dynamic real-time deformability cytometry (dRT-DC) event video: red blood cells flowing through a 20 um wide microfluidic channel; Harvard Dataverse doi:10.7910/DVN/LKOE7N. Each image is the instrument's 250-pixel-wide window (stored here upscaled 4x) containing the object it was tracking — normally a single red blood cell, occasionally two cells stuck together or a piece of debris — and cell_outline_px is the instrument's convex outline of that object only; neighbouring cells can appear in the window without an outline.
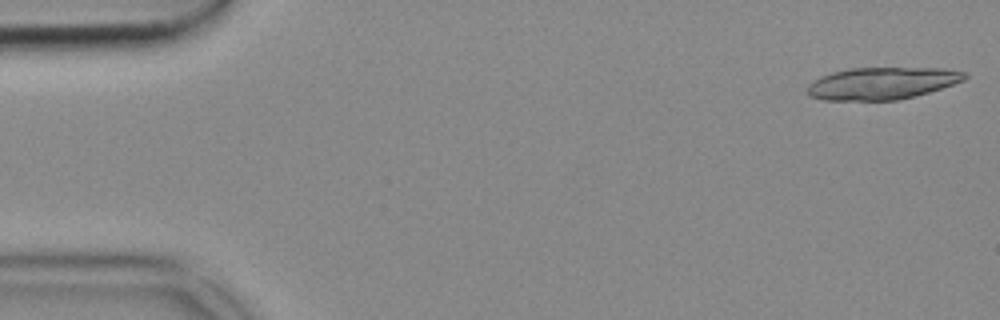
{"species": "common noctule bat (a hibernating species)", "species_latin": "Nyctalus noctula", "temperature_condition": "cold", "stored_images_in_passage": 17, "camera_frame_rate_fps": 3000, "um_per_image_px": 0.085, "animal": {"sex": "female", "body_mass_g": 18.4}, "frame": {"image": 1, "passage_image": 1, "time_ms": 0.0, "image_size_px": [1000, 320], "cell_outline_px": [[968, 76], [964, 80], [916, 96], [900, 100], [824, 100], [808, 96], [808, 84], [820, 76], [832, 72], [848, 68], [944, 68], [968, 72]], "centroid_in_image_um": [74.97, 7.08], "position_along_channel_um": 10.0, "area_um2": 29.59}}